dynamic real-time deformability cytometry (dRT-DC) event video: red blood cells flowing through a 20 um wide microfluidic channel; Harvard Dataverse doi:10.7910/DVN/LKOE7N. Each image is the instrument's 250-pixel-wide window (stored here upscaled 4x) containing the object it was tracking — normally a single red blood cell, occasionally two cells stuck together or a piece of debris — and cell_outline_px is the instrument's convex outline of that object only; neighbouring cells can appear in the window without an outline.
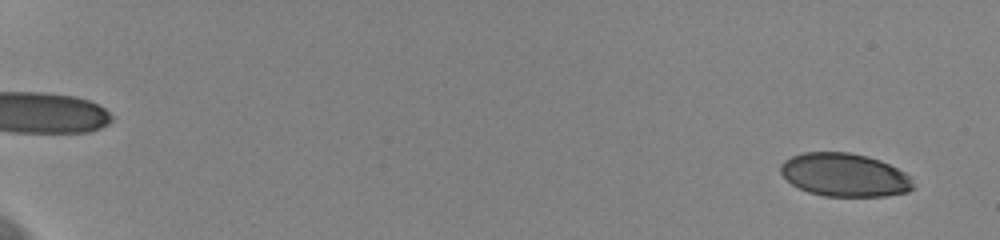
{"species": "human", "species_latin": "Homo sapiens", "temperature_condition": "cold", "stored_images_in_passage": 59, "camera_frame_rate_fps": 3000, "um_per_image_px": 0.085, "donor": {"sex": "female"}, "frame": {"image": 1, "passage_image": 3, "time_ms": 0.667, "image_size_px": [1000, 240], "cell_outline_px": [[916, 188], [908, 192], [884, 196], [824, 196], [808, 192], [792, 184], [780, 172], [780, 164], [784, 160], [792, 156], [804, 152], [848, 152], [868, 156], [880, 160], [912, 176]], "centroid_in_image_um": [71.82, 14.87], "position_along_channel_um": 13.2, "area_um2": 33.64}}
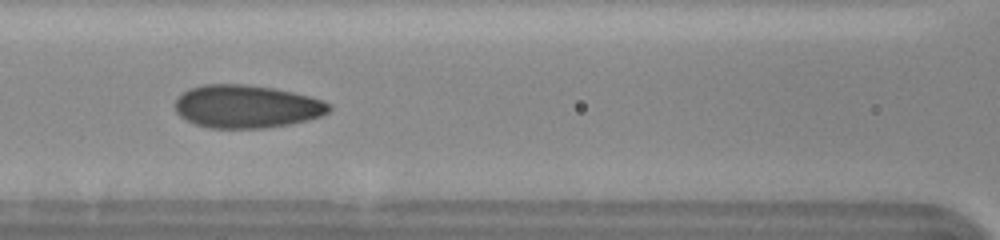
{"frame": {"image": 2, "passage_image": 30, "time_ms": 9.667, "image_size_px": [1000, 240], "cell_outline_px": [[332, 108], [328, 112], [320, 116], [288, 124], [264, 128], [212, 128], [196, 124], [180, 116], [176, 112], [176, 96], [188, 88], [204, 84], [244, 84], [272, 88], [292, 92], [324, 100], [332, 104]], "centroid_in_image_um": [20.94, 9.04], "position_along_channel_um": 145.7, "area_um2": 38.49}}
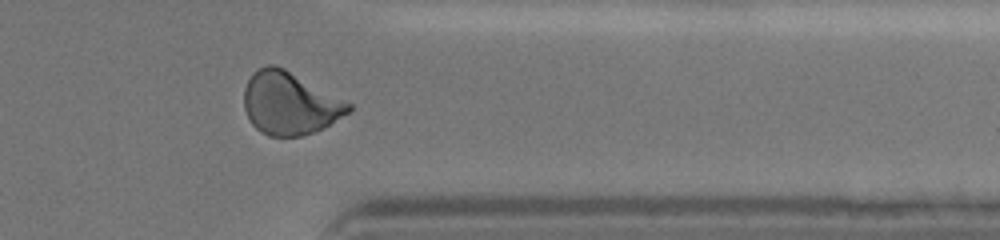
{"frame": {"image": 3, "passage_image": 50, "time_ms": 16.333, "image_size_px": [1000, 240], "cell_outline_px": [[352, 108], [348, 112], [324, 128], [304, 136], [268, 136], [260, 132], [248, 120], [244, 108], [244, 88], [252, 72], [268, 64], [276, 64], [284, 68], [352, 104]], "centroid_in_image_um": [24.59, 8.79], "position_along_channel_um": 386.8, "area_um2": 38.15}, "authors_computed_cell_mechanics": {"area_um2": 36.6452, "velocity_mm_per_s": 3.6357, "shape_relaxation_time_tau1_ms": 5.6063, "shape_relaxation_time_tau2_ms": 0.9134, "deformation_change_tau1": 0.1537, "deformation_change_tau2": 0.047}}